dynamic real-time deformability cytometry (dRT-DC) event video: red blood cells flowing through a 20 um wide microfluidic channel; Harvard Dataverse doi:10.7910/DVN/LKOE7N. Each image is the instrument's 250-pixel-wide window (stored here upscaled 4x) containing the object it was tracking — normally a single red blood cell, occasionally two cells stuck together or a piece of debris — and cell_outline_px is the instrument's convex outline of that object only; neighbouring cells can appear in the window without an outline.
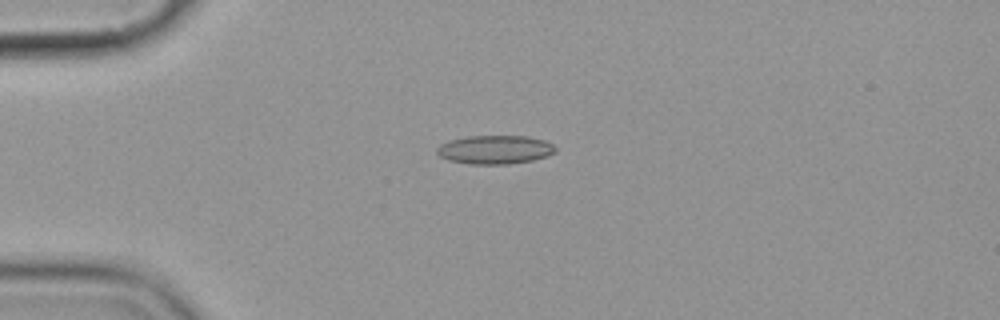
{"species": "common noctule bat (a hibernating species)", "species_latin": "Nyctalus noctula", "temperature_condition": "cold", "stored_images_in_passage": 3, "camera_frame_rate_fps": 3000, "um_per_image_px": 0.085, "animal": {"sex": "female", "body_mass_g": 19.9}, "frame": {"image": 1, "passage_image": 1, "time_ms": 0.0, "image_size_px": [1000, 320], "cell_outline_px": [[556, 152], [548, 156], [532, 160], [508, 164], [468, 164], [448, 160], [440, 156], [436, 152], [436, 148], [440, 144], [448, 140], [468, 136], [528, 136], [544, 140], [552, 144], [556, 148]], "centroid_in_image_um": [42.06, 12.72], "position_along_channel_um": 42.9, "area_um2": 19.94}}
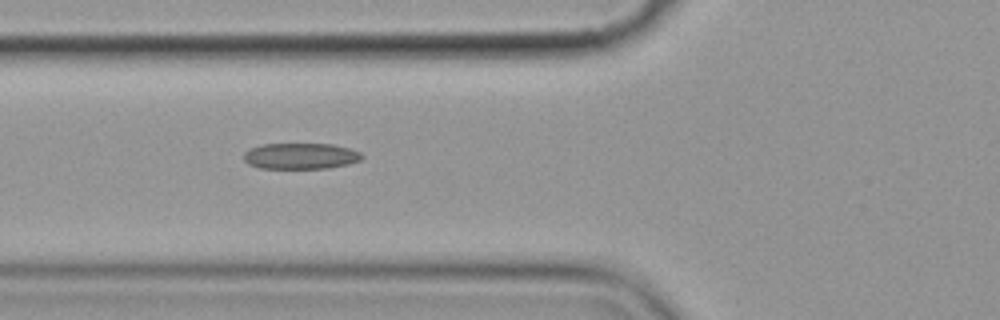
{"frame": {"image": 2, "passage_image": 3, "time_ms": 2.333, "image_size_px": [1000, 320], "cell_outline_px": [[364, 156], [360, 160], [348, 164], [328, 168], [260, 168], [248, 164], [244, 160], [244, 152], [248, 148], [260, 144], [332, 144], [348, 148], [360, 152]], "centroid_in_image_um": [25.52, 13.26], "position_along_channel_um": 100.3, "area_um2": 17.98}}